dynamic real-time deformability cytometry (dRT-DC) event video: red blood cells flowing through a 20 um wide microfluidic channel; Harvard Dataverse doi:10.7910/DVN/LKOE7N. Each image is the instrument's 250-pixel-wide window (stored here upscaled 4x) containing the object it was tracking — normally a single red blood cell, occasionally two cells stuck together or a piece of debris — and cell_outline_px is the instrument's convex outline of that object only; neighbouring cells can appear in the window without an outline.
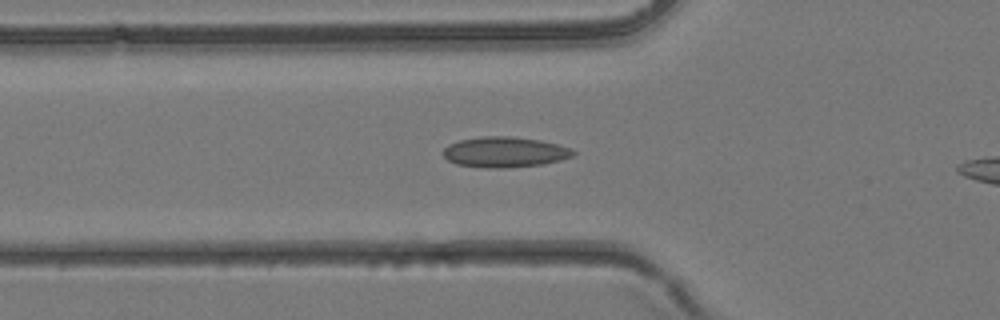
{"species": "common noctule bat (a hibernating species)", "species_latin": "Nyctalus noctula", "temperature_condition": "room temperature", "stored_images_in_passage": 21, "camera_frame_rate_fps": 3000, "um_per_image_px": 0.085, "animal": {"sex": "female", "body_mass_g": 24.6, "forearm_length_mm": 56.2}, "frame": {"image": 1, "passage_image": 2, "time_ms": 0.333, "image_size_px": [1000, 320], "cell_outline_px": [[576, 152], [572, 156], [560, 160], [544, 164], [504, 168], [484, 168], [456, 164], [448, 160], [444, 156], [444, 148], [448, 144], [460, 140], [480, 136], [508, 136], [540, 140], [572, 148]], "centroid_in_image_um": [42.89, 12.93], "position_along_channel_um": 82.9, "area_um2": 23.12}}
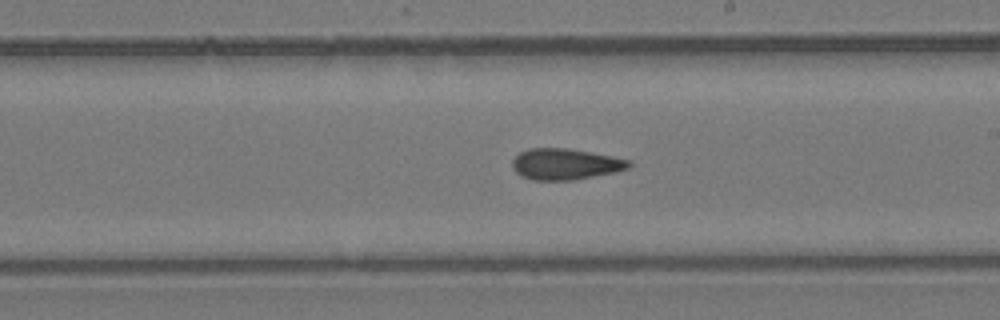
{"frame": {"image": 2, "passage_image": 11, "time_ms": 3.333, "image_size_px": [1000, 320], "cell_outline_px": [[632, 164], [628, 168], [616, 172], [572, 180], [532, 180], [520, 176], [512, 168], [512, 160], [520, 152], [528, 148], [568, 148], [612, 156], [632, 160]], "centroid_in_image_um": [48.05, 13.95], "position_along_channel_um": 241.0, "area_um2": 21.27}}
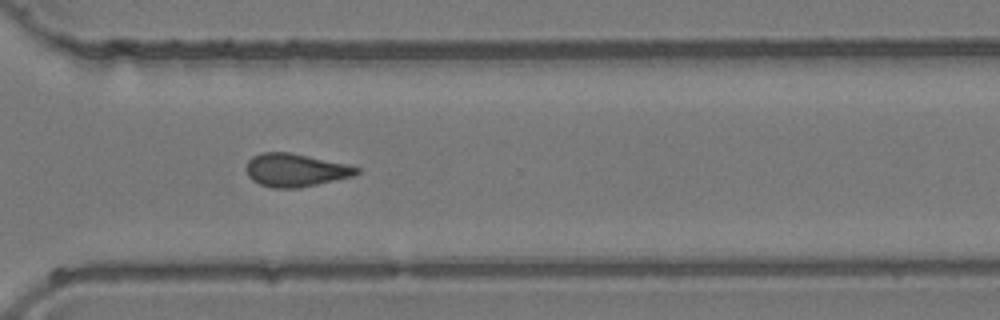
{"frame": {"image": 3, "passage_image": 17, "time_ms": 5.333, "image_size_px": [1000, 320], "cell_outline_px": [[360, 172], [352, 176], [300, 188], [272, 188], [260, 184], [252, 180], [248, 176], [244, 168], [248, 160], [252, 156], [260, 152], [288, 152], [348, 164], [360, 168]], "centroid_in_image_um": [25.07, 14.46], "position_along_channel_um": 345.5, "area_um2": 21.39}}